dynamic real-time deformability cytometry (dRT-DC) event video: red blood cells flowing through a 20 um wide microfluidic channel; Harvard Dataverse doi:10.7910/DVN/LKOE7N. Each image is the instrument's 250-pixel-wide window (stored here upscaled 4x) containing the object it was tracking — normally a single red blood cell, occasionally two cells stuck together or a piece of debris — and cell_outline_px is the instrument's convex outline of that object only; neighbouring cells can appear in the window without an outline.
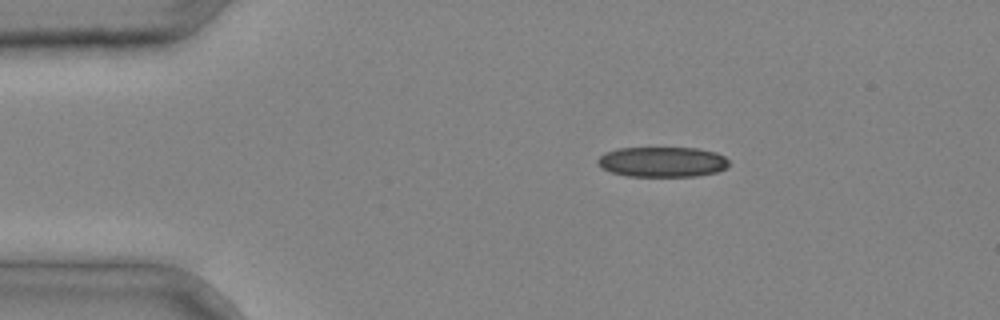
{"species": "common noctule bat (a hibernating species)", "species_latin": "Nyctalus noctula", "temperature_condition": "cold", "stored_images_in_passage": 2, "camera_frame_rate_fps": 3000, "um_per_image_px": 0.085, "animal": {"sex": "male", "body_mass_g": 20.4}, "frame": {"image": 1, "passage_image": 1, "time_ms": 0.0, "image_size_px": [1000, 320], "cell_outline_px": [[728, 164], [724, 168], [716, 172], [696, 176], [628, 176], [612, 172], [604, 168], [596, 160], [604, 152], [616, 148], [696, 148], [716, 152], [724, 156], [728, 160]], "centroid_in_image_um": [56.29, 13.75], "position_along_channel_um": 28.7, "area_um2": 22.95}}